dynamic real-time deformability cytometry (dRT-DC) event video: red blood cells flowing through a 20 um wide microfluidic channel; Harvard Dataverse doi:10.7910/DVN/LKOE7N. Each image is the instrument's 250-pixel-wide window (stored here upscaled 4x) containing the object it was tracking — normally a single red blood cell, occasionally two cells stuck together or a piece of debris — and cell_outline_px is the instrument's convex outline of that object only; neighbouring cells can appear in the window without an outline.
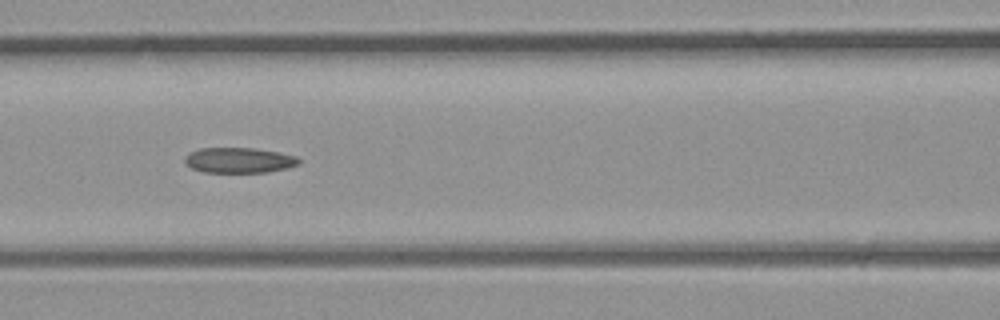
{"species": "common noctule bat (a hibernating species)", "species_latin": "Nyctalus noctula", "temperature_condition": "room temperature", "stored_images_in_passage": 29, "camera_frame_rate_fps": 3000, "um_per_image_px": 0.085, "animal": {"sex": "male", "body_mass_g": 23.1, "forearm_length_mm": 52.7}, "frame": {"image": 1, "passage_image": 7, "time_ms": 2.0, "image_size_px": [1000, 320], "cell_outline_px": [[300, 164], [288, 168], [268, 172], [204, 172], [192, 168], [184, 164], [184, 156], [188, 152], [200, 148], [252, 148], [276, 152], [296, 156], [300, 160]], "centroid_in_image_um": [20.28, 13.62], "position_along_channel_um": 146.3, "area_um2": 16.94}}
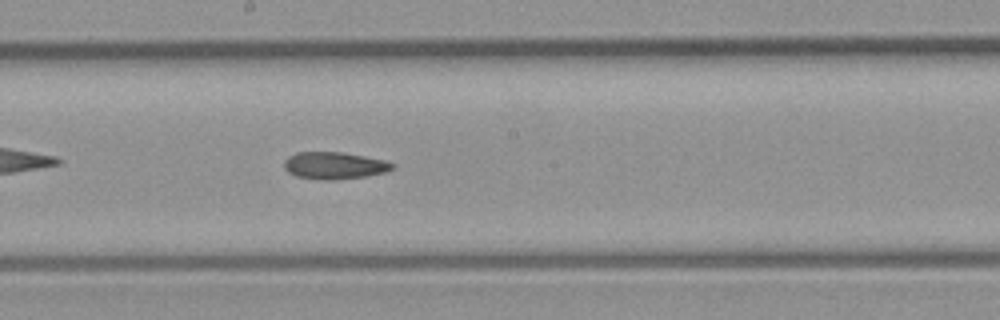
{"frame": {"image": 2, "passage_image": 11, "time_ms": 3.333, "image_size_px": [1000, 320], "cell_outline_px": [[396, 168], [384, 172], [364, 176], [296, 176], [288, 172], [284, 168], [284, 160], [288, 156], [296, 152], [344, 152], [384, 160], [396, 164]], "centroid_in_image_um": [28.44, 13.99], "position_along_channel_um": 219.8, "area_um2": 16.01}}
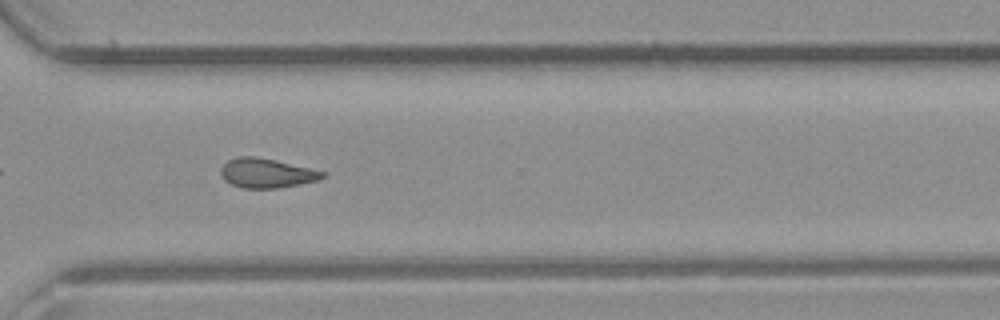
{"frame": {"image": 3, "passage_image": 18, "time_ms": 5.667, "image_size_px": [1000, 320], "cell_outline_px": [[324, 176], [316, 180], [300, 184], [276, 188], [244, 188], [232, 184], [224, 180], [220, 172], [220, 168], [228, 160], [236, 156], [256, 156], [276, 160], [324, 172]], "centroid_in_image_um": [22.59, 14.7], "position_along_channel_um": 348.0, "area_um2": 17.22}}